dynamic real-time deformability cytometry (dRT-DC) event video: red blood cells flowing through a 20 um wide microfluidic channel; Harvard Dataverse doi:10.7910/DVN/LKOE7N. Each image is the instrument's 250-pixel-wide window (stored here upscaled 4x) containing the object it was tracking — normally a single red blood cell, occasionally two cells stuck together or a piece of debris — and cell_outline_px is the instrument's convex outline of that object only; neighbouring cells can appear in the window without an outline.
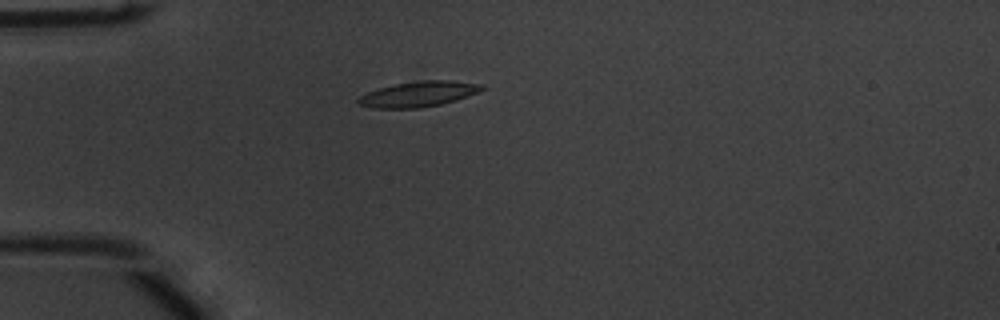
{"species": "common noctule bat (a hibernating species)", "species_latin": "Nyctalus noctula", "temperature_condition": "warm", "stored_images_in_passage": 40, "camera_frame_rate_fps": 3000, "um_per_image_px": 0.085, "animal": {"sex": "male", "body_mass_g": 20.1, "forearm_length_mm": 53.5}, "frame": {"image": 1, "passage_image": 1, "time_ms": 0.0, "image_size_px": [1000, 320], "cell_outline_px": [[484, 88], [476, 92], [456, 100], [440, 104], [420, 108], [372, 108], [360, 104], [356, 100], [360, 96], [368, 92], [380, 88], [396, 84], [420, 80], [448, 80], [484, 84]], "centroid_in_image_um": [35.57, 7.99], "position_along_channel_um": 49.4, "area_um2": 18.03}}
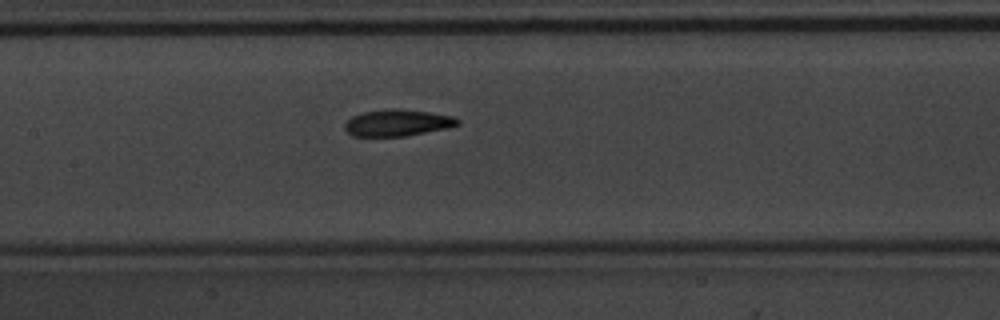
{"frame": {"image": 2, "passage_image": 12, "time_ms": 3.667, "image_size_px": [1000, 320], "cell_outline_px": [[460, 124], [448, 128], [404, 136], [352, 136], [344, 128], [344, 124], [352, 116], [364, 112], [384, 108], [400, 108], [428, 112], [452, 116], [460, 120]], "centroid_in_image_um": [33.78, 10.43], "position_along_channel_um": 173.6, "area_um2": 17.57}}
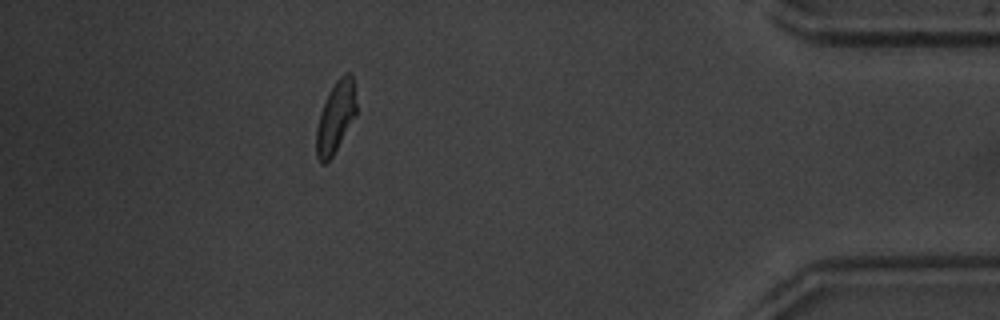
{"frame": {"image": 3, "passage_image": 34, "time_ms": 11.0, "image_size_px": [1000, 320], "cell_outline_px": [[356, 116], [332, 156], [324, 164], [320, 164], [316, 156], [316, 128], [320, 112], [328, 92], [336, 80], [344, 72], [352, 72], [356, 104]], "centroid_in_image_um": [28.52, 9.94], "position_along_channel_um": 406.7, "area_um2": 16.76}, "authors_computed_cell_mechanics": {"area_um2": 17.4267, "velocity_mm_per_s": 3.7978, "shape_relaxation_time_tau1_ms": 3.2784, "shape_relaxation_time_tau2_ms": 2.6846, "deformation_change_tau1": 0.1441, "deformation_change_tau2": 0.0796}}